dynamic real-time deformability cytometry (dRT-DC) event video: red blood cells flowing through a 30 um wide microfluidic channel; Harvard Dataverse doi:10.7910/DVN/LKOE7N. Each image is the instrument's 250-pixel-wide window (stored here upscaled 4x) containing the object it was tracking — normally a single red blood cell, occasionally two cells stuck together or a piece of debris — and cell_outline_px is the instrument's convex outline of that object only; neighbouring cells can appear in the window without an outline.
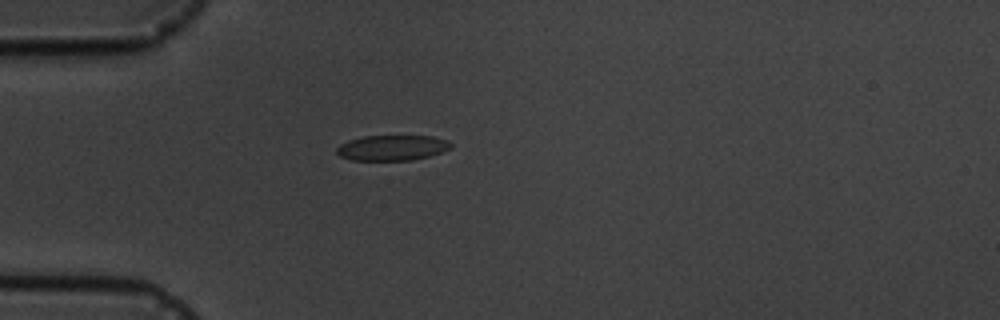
{"species": "common noctule bat (a hibernating species)", "species_latin": "Nyctalus noctula", "temperature_condition": "cold", "stored_images_in_passage": 3, "camera_frame_rate_fps": 3000, "um_per_image_px": 0.085, "animal": {"sex": "male", "body_mass_g": 19.5, "forearm_length_mm": 54.6}, "frame": {"image": 1, "passage_image": 2, "time_ms": 2.0, "image_size_px": [1000, 320], "cell_outline_px": [[452, 148], [428, 156], [412, 160], [352, 160], [340, 156], [336, 152], [336, 148], [340, 144], [348, 140], [364, 136], [432, 136], [448, 140], [452, 144]], "centroid_in_image_um": [33.33, 12.56], "position_along_channel_um": 51.7, "area_um2": 16.88}}